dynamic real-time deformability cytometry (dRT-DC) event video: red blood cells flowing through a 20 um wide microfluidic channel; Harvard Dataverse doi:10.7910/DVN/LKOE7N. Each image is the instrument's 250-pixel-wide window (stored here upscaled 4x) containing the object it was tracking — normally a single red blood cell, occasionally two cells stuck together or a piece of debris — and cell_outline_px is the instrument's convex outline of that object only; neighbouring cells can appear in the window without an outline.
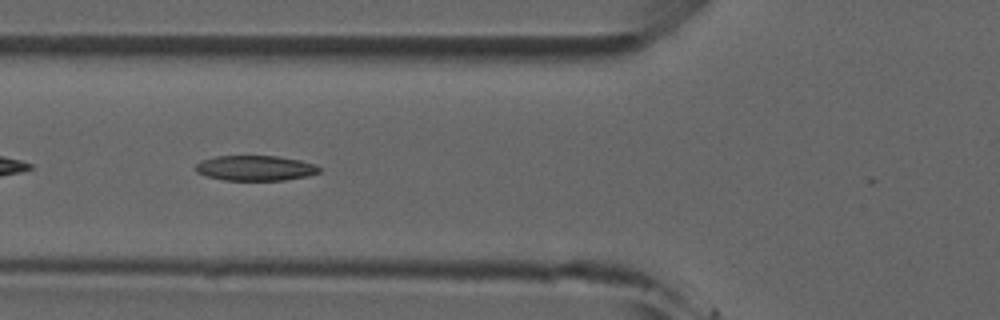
{"species": "common noctule bat (a hibernating species)", "species_latin": "Nyctalus noctula", "temperature_condition": "room temperature", "stored_images_in_passage": 6, "camera_frame_rate_fps": 3000, "um_per_image_px": 0.085, "animal": {"sex": "male", "forearm_length_mm": 52.5}, "frame": {"image": 1, "passage_image": 4, "time_ms": 3.333, "image_size_px": [1000, 320], "cell_outline_px": [[320, 172], [308, 176], [284, 180], [224, 180], [204, 176], [196, 172], [196, 164], [200, 160], [216, 156], [276, 156], [300, 160], [316, 164], [320, 168]], "centroid_in_image_um": [21.69, 14.29], "position_along_channel_um": 104.1, "area_um2": 18.26}}
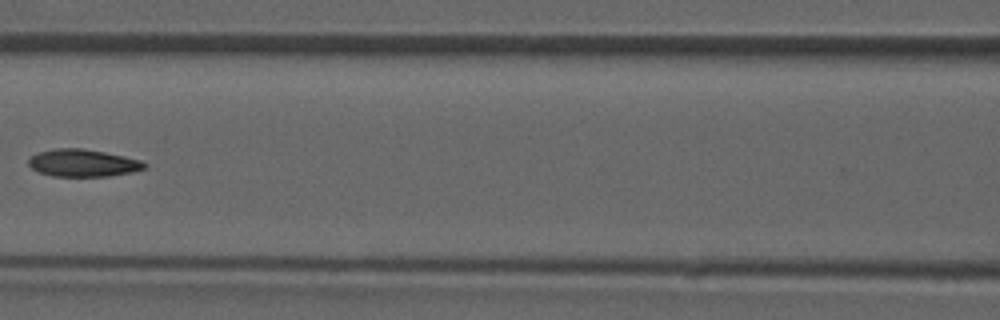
{"frame": {"image": 2, "passage_image": 5, "time_ms": 4.667, "image_size_px": [1000, 320], "cell_outline_px": [[148, 168], [132, 172], [108, 176], [52, 176], [40, 172], [32, 168], [28, 164], [28, 160], [32, 156], [40, 152], [56, 148], [80, 148], [104, 152], [124, 156], [140, 160], [148, 164]], "centroid_in_image_um": [7.09, 13.86], "position_along_channel_um": 159.5, "area_um2": 18.38}}